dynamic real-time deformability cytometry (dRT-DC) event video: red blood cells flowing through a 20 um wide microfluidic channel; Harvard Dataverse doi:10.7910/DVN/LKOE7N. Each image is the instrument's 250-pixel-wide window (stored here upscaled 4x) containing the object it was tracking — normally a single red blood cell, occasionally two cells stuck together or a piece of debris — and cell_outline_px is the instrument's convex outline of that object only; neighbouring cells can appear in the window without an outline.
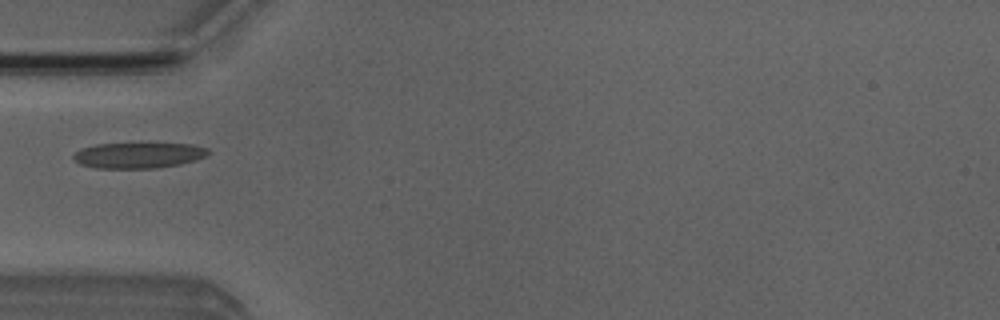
{"species": "Egyptian fruit bat (a non-hibernating species)", "species_latin": "Rousettus aegyptiacus", "temperature_condition": "room temperature", "stored_images_in_passage": 1, "camera_frame_rate_fps": 3000, "um_per_image_px": 0.085, "animal": {"sex": "male"}, "frame": {"image": 1, "passage_image": 1, "time_ms": 0.0, "image_size_px": [1000, 320], "cell_outline_px": [[212, 152], [208, 156], [196, 160], [180, 164], [156, 168], [96, 168], [80, 164], [72, 156], [80, 148], [96, 144], [192, 144], [208, 148]], "centroid_in_image_um": [11.81, 13.2], "position_along_channel_um": 73.2, "area_um2": 20.17}}